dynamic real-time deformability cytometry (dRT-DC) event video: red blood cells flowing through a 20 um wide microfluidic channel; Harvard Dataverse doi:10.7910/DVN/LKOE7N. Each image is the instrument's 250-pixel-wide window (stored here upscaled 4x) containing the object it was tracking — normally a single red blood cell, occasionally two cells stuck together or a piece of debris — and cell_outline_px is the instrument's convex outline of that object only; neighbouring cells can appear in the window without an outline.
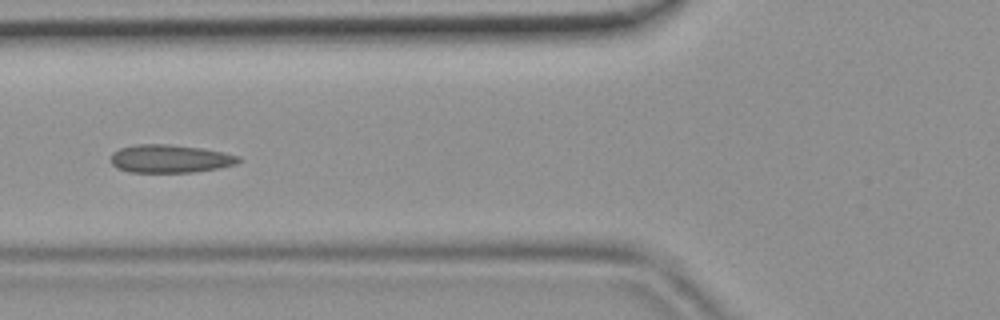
{"species": "common noctule bat (a hibernating species)", "species_latin": "Nyctalus noctula", "temperature_condition": "room temperature", "stored_images_in_passage": 46, "camera_frame_rate_fps": 3000, "um_per_image_px": 0.085, "animal": {"sex": "female", "body_mass_g": 19.9}, "frame": {"image": 1, "passage_image": 17, "time_ms": 5.333, "image_size_px": [1000, 320], "cell_outline_px": [[244, 160], [236, 164], [220, 168], [192, 172], [128, 172], [116, 168], [112, 164], [112, 152], [120, 148], [136, 144], [168, 144], [200, 148], [224, 152], [240, 156]], "centroid_in_image_um": [14.48, 13.49], "position_along_channel_um": 111.3, "area_um2": 21.04}}
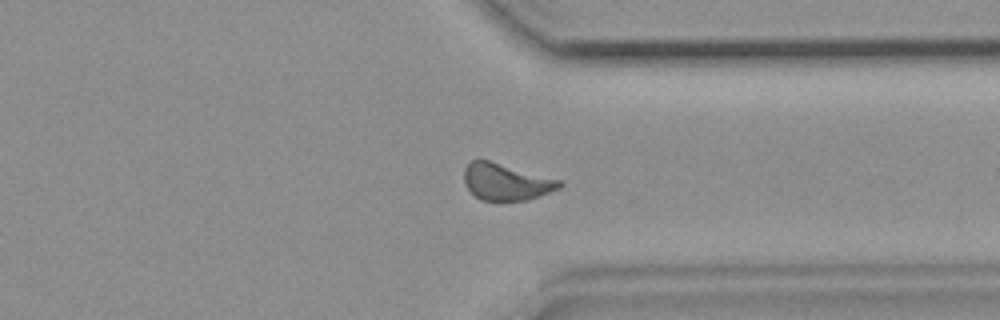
{"frame": {"image": 2, "passage_image": 35, "time_ms": 11.333, "image_size_px": [1000, 320], "cell_outline_px": [[564, 184], [560, 188], [528, 200], [480, 200], [464, 184], [464, 168], [472, 160], [488, 160], [564, 180]], "centroid_in_image_um": [43.06, 15.45], "position_along_channel_um": 368.3, "area_um2": 20.46}}
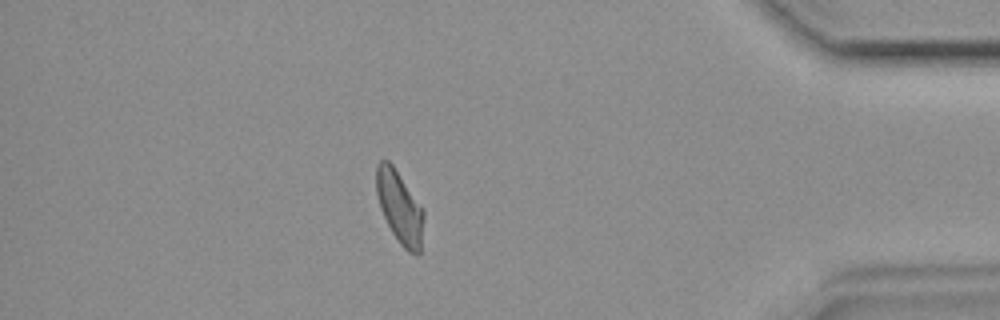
{"frame": {"image": 3, "passage_image": 40, "time_ms": 13.0, "image_size_px": [1000, 320], "cell_outline_px": [[424, 216], [420, 252], [416, 256], [408, 252], [400, 244], [392, 232], [380, 208], [376, 192], [376, 164], [380, 160], [388, 160], [392, 164], [424, 208]], "centroid_in_image_um": [33.98, 17.61], "position_along_channel_um": 401.2, "area_um2": 20.11}}